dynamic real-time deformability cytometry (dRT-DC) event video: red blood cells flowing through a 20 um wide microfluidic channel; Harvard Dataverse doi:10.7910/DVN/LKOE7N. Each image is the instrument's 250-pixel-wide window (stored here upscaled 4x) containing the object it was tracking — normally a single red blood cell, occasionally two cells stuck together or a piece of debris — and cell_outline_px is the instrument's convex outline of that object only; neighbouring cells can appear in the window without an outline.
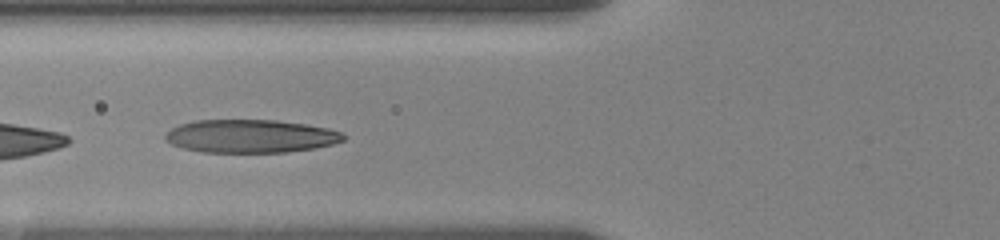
{"species": "human", "species_latin": "Homo sapiens", "temperature_condition": "room temperature", "stored_images_in_passage": 4, "camera_frame_rate_fps": 3000, "um_per_image_px": 0.085, "donor": {"sex": "female"}, "frame": {"image": 1, "passage_image": 3, "time_ms": 1.667, "image_size_px": [1000, 240], "cell_outline_px": [[348, 136], [344, 140], [332, 144], [316, 148], [288, 152], [204, 152], [184, 148], [172, 144], [164, 140], [164, 136], [172, 128], [180, 124], [196, 120], [276, 120], [304, 124], [328, 128], [340, 132]], "centroid_in_image_um": [21.32, 11.57], "position_along_channel_um": 104.5, "area_um2": 34.39}}